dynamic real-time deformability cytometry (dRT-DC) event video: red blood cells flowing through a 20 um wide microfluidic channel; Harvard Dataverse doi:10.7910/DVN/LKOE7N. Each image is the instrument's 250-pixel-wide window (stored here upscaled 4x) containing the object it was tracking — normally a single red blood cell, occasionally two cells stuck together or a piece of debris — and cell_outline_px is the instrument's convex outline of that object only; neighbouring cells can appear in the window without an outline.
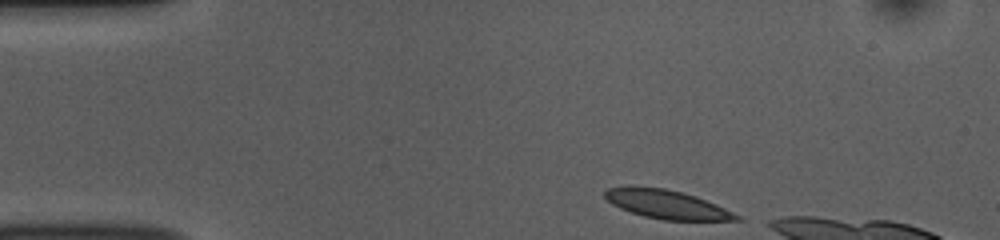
{"species": "common noctule bat (a hibernating species)", "species_latin": "Nyctalus noctula", "temperature_condition": "room temperature", "stored_images_in_passage": 12, "camera_frame_rate_fps": 3000, "um_per_image_px": 0.085, "animal": {"sex": "female", "body_mass_g": 10.0, "forearm_length_mm": 53.1}, "frame": {"image": 1, "passage_image": 1, "time_ms": 0.0, "image_size_px": [1000, 240], "cell_outline_px": [[744, 220], [664, 220], [644, 216], [620, 208], [612, 204], [604, 196], [604, 192], [608, 188], [628, 184], [636, 184], [664, 188], [696, 196], [716, 204], [740, 216]], "centroid_in_image_um": [56.61, 17.33], "position_along_channel_um": 28.4, "area_um2": 22.25}}
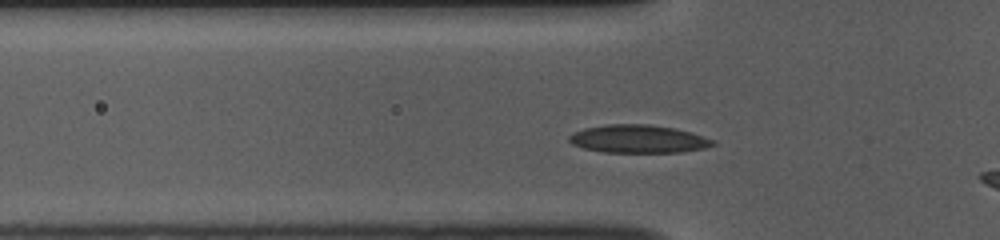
{"frame": {"image": 2, "passage_image": 9, "time_ms": 2.667, "image_size_px": [1000, 240], "cell_outline_px": [[716, 144], [704, 148], [680, 152], [604, 152], [584, 148], [572, 144], [568, 140], [568, 136], [572, 132], [584, 128], [608, 124], [648, 124], [672, 128], [692, 132], [712, 140]], "centroid_in_image_um": [54.21, 11.8], "position_along_channel_um": 71.6, "area_um2": 23.35}}